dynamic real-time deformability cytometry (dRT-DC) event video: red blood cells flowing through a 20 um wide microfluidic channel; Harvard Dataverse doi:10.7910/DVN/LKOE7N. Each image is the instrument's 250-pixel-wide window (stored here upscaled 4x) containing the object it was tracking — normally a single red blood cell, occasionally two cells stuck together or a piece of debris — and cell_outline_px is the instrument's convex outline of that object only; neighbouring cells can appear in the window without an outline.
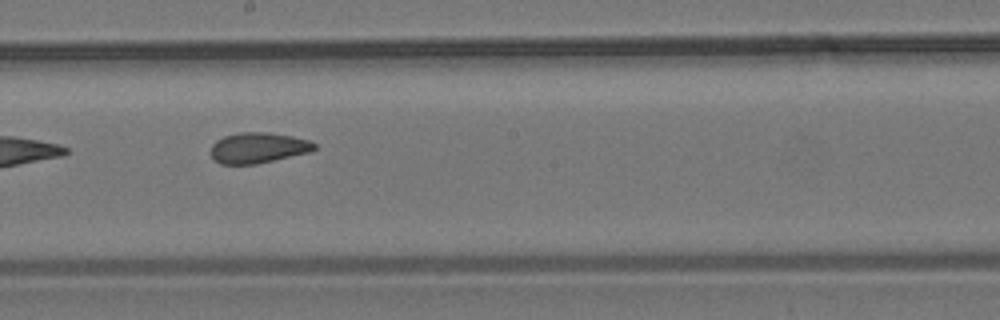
{"species": "common noctule bat (a hibernating species)", "species_latin": "Nyctalus noctula", "temperature_condition": "room temperature", "stored_images_in_passage": 10, "camera_frame_rate_fps": 3000, "um_per_image_px": 0.085, "animal": {"sex": "male", "body_mass_g": 19.2, "forearm_length_mm": 51.8}, "frame": {"image": 1, "passage_image": 5, "time_ms": 4.667, "image_size_px": [1000, 320], "cell_outline_px": [[316, 148], [312, 152], [256, 164], [220, 164], [212, 156], [212, 144], [216, 140], [224, 136], [240, 132], [268, 132], [292, 136], [308, 140], [316, 144]], "centroid_in_image_um": [21.97, 12.56], "position_along_channel_um": 226.2, "area_um2": 18.5}}
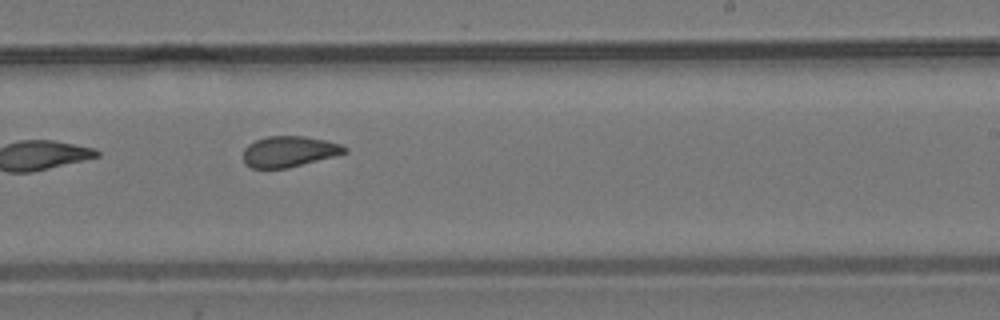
{"frame": {"image": 2, "passage_image": 6, "time_ms": 5.667, "image_size_px": [1000, 320], "cell_outline_px": [[348, 152], [336, 156], [288, 168], [252, 168], [244, 164], [244, 148], [248, 144], [256, 140], [268, 136], [304, 136], [324, 140], [340, 144], [348, 148]], "centroid_in_image_um": [24.58, 12.88], "position_along_channel_um": 264.4, "area_um2": 18.26}}
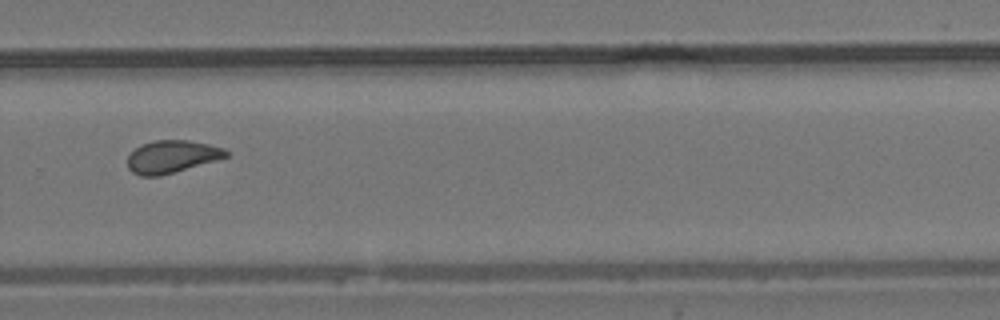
{"frame": {"image": 3, "passage_image": 7, "time_ms": 7.0, "image_size_px": [1000, 320], "cell_outline_px": [[228, 156], [216, 160], [160, 176], [140, 176], [132, 172], [128, 168], [128, 156], [140, 144], [152, 140], [188, 140], [208, 144], [224, 148], [228, 152]], "centroid_in_image_um": [14.58, 13.31], "position_along_channel_um": 315.2, "area_um2": 18.61}, "authors_computed_cell_mechanics": {"area_um2": 18.5538, "velocity_mm_per_s": 3.828, "shape_relaxation_time_tau1_ms": 8.5367, "shape_relaxation_time_tau2_ms": 2.2822, "deformation_change_tau1": 0.2291, "deformation_change_tau2": 0.0765}}